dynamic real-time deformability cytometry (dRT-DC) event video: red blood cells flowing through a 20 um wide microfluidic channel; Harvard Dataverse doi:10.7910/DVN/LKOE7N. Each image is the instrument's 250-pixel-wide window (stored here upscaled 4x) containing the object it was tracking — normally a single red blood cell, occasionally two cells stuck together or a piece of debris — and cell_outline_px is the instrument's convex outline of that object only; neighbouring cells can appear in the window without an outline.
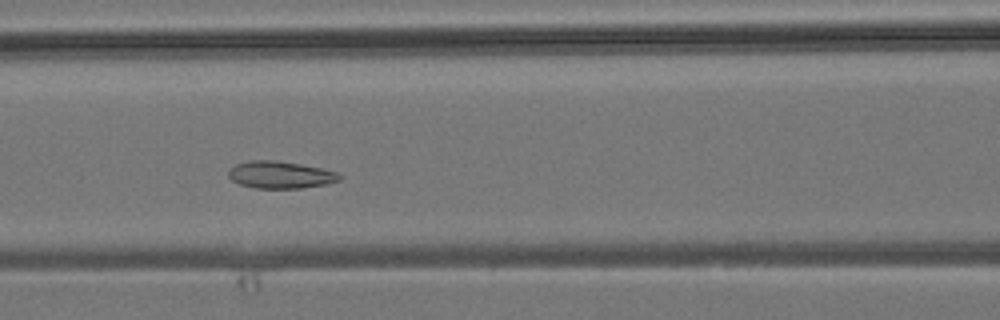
{"species": "common noctule bat (a hibernating species)", "species_latin": "Nyctalus noctula", "temperature_condition": "room temperature", "stored_images_in_passage": 7, "camera_frame_rate_fps": 3000, "um_per_image_px": 0.085, "animal": {"sex": "male", "body_mass_g": 19.2, "forearm_length_mm": 51.8}, "frame": {"image": 1, "passage_image": 5, "time_ms": 4.667, "image_size_px": [1000, 320], "cell_outline_px": [[344, 176], [340, 180], [328, 184], [300, 188], [256, 188], [240, 184], [232, 180], [228, 176], [228, 168], [236, 164], [248, 160], [276, 160], [300, 164], [320, 168], [336, 172]], "centroid_in_image_um": [23.82, 14.85], "position_along_channel_um": 142.8, "area_um2": 17.69}}
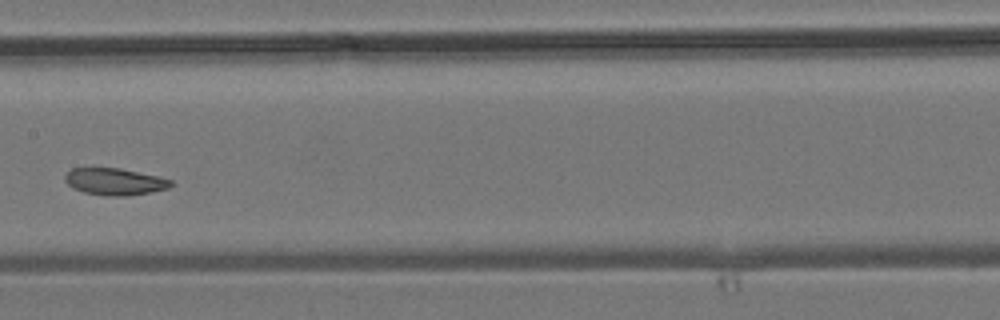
{"frame": {"image": 2, "passage_image": 6, "time_ms": 6.0, "image_size_px": [1000, 320], "cell_outline_px": [[172, 184], [168, 188], [148, 192], [124, 196], [104, 196], [84, 192], [72, 188], [64, 180], [64, 176], [72, 168], [120, 168], [160, 176], [172, 180]], "centroid_in_image_um": [9.74, 15.43], "position_along_channel_um": 197.7, "area_um2": 16.59}}
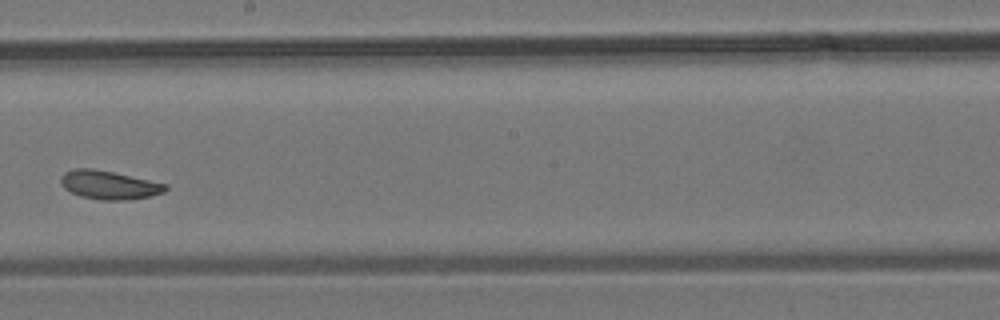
{"frame": {"image": 3, "passage_image": 7, "time_ms": 7.0, "image_size_px": [1000, 320], "cell_outline_px": [[168, 188], [164, 192], [148, 196], [124, 200], [100, 200], [80, 196], [64, 188], [60, 184], [60, 176], [64, 172], [76, 168], [92, 168], [112, 172], [168, 184]], "centroid_in_image_um": [9.23, 15.71], "position_along_channel_um": 239.0, "area_um2": 17.34}}